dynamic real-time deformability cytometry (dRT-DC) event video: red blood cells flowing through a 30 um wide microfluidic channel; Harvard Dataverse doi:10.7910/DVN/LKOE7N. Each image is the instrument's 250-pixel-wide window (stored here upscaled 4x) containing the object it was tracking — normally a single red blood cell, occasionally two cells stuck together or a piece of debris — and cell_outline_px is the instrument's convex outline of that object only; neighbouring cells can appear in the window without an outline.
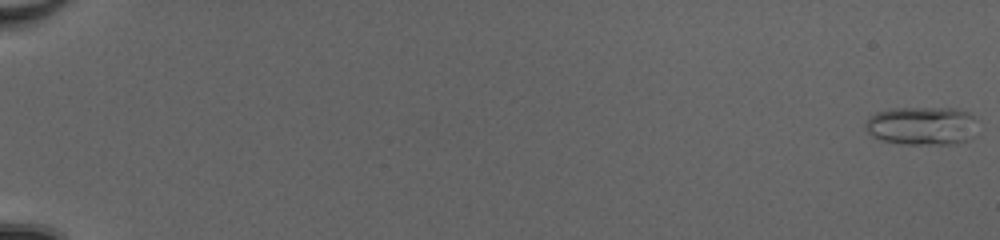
{"species": "common noctule bat (a hibernating species)", "species_latin": "Nyctalus noctula", "temperature_condition": "cold", "stored_images_in_passage": 52, "camera_frame_rate_fps": 3000, "um_per_image_px": 0.085, "animal": {"sex": "female", "body_mass_g": 20.0, "forearm_length_mm": 54.0}, "frame": {"image": 1, "passage_image": 1, "time_ms": 0.0, "image_size_px": [1000, 240], "cell_outline_px": [[980, 120], [964, 140], [956, 144], [904, 144], [884, 140], [872, 136], [864, 128], [864, 124], [868, 116], [876, 112], [892, 108], [956, 108], [968, 112], [976, 116]], "centroid_in_image_um": [78.33, 10.66], "position_along_channel_um": 6.7, "area_um2": 25.2}}
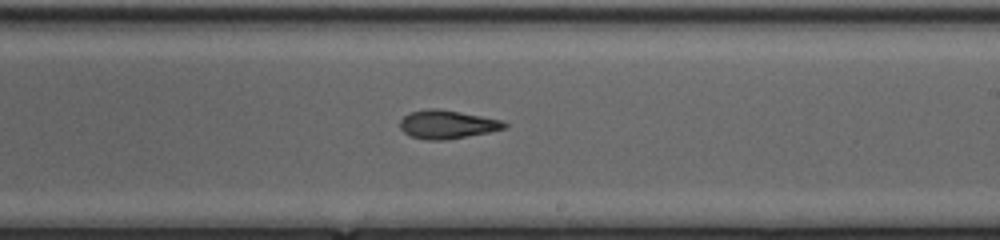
{"frame": {"image": 2, "passage_image": 34, "time_ms": 11.0, "image_size_px": [1000, 240], "cell_outline_px": [[508, 128], [488, 132], [444, 140], [428, 140], [412, 136], [404, 132], [400, 128], [400, 120], [404, 116], [412, 112], [428, 108], [440, 108], [504, 120], [508, 124]], "centroid_in_image_um": [38.05, 10.56], "position_along_channel_um": 251.0, "area_um2": 17.34}}
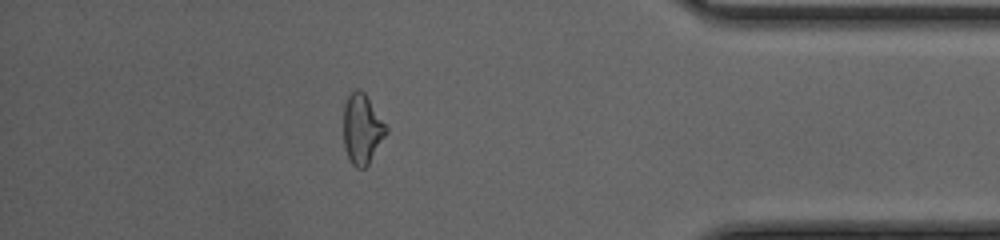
{"frame": {"image": 3, "passage_image": 47, "time_ms": 15.333, "image_size_px": [1000, 240], "cell_outline_px": [[388, 132], [368, 164], [364, 168], [356, 168], [352, 164], [344, 148], [344, 104], [348, 96], [356, 88], [360, 88], [364, 92], [388, 128]], "centroid_in_image_um": [30.77, 10.96], "position_along_channel_um": 404.4, "area_um2": 17.28}, "authors_computed_cell_mechanics": {"area_um2": 17.8602, "velocity_mm_per_s": 4.1696, "shape_relaxation_time_tau1_ms": null, "shape_relaxation_time_tau2_ms": 3.3162, "deformation_change_tau1": null, "deformation_change_tau2": 0.1149}}